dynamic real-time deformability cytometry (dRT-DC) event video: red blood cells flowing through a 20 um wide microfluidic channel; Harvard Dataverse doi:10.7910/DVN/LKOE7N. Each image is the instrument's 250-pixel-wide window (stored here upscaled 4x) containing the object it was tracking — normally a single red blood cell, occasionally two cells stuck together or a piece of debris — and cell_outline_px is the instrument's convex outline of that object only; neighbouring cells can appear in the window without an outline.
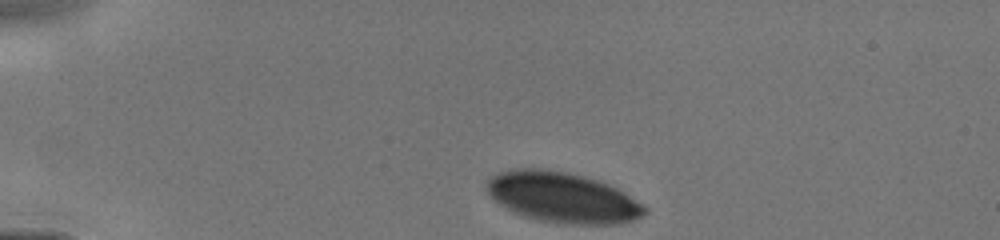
{"species": "human", "species_latin": "Homo sapiens", "temperature_condition": "cold", "stored_images_in_passage": 19, "camera_frame_rate_fps": 3000, "um_per_image_px": 0.085, "donor": {"sex": "male"}, "frame": {"image": 1, "passage_image": 1, "time_ms": 0.0, "image_size_px": [1000, 240], "cell_outline_px": [[648, 212], [644, 216], [636, 220], [620, 224], [564, 224], [536, 220], [524, 216], [500, 204], [484, 188], [484, 184], [492, 176], [500, 172], [520, 168], [536, 168], [564, 172], [600, 180], [616, 188], [648, 208]], "centroid_in_image_um": [47.84, 16.8], "position_along_channel_um": 37.2, "area_um2": 46.3}}
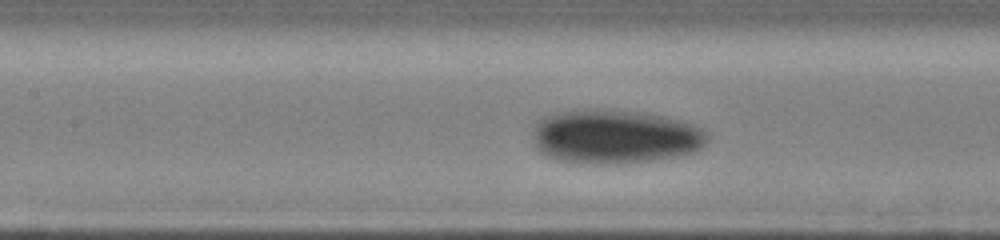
{"frame": {"image": 2, "passage_image": 17, "time_ms": 4.0, "image_size_px": [1000, 240], "cell_outline_px": [[708, 140], [704, 148], [696, 152], [656, 160], [624, 164], [576, 164], [556, 160], [544, 156], [536, 148], [536, 120], [544, 116], [560, 112], [584, 108], [600, 108], [644, 112], [684, 120], [704, 128], [708, 132]], "centroid_in_image_um": [52.33, 11.62], "position_along_channel_um": 155.1, "area_um2": 56.41}}
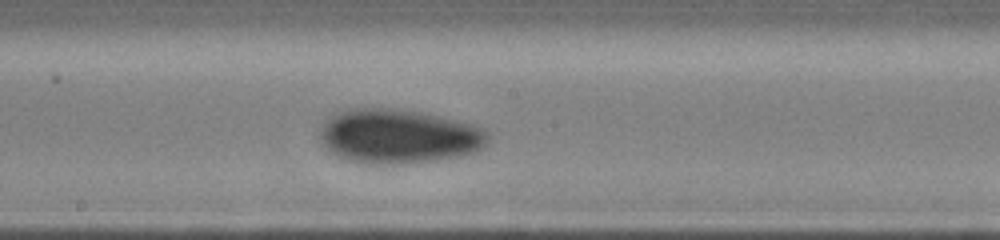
{"frame": {"image": 3, "passage_image": 19, "time_ms": 5.333, "image_size_px": [1000, 240], "cell_outline_px": [[488, 140], [480, 148], [472, 152], [460, 156], [436, 160], [408, 164], [368, 164], [348, 160], [336, 156], [320, 140], [320, 128], [332, 116], [340, 112], [352, 108], [384, 108], [420, 112], [472, 124], [484, 128], [488, 132]], "centroid_in_image_um": [33.87, 11.6], "position_along_channel_um": 214.3, "area_um2": 52.83}}